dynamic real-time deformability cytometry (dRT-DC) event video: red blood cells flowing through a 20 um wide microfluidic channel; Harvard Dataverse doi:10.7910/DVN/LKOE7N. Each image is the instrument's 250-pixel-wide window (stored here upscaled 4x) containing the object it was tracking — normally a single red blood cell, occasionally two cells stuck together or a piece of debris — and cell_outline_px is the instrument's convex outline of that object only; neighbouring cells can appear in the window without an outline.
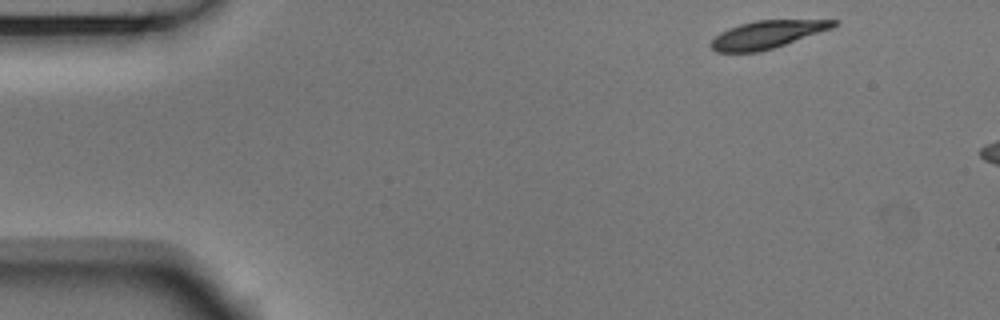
{"species": "Egyptian fruit bat (a non-hibernating species)", "species_latin": "Rousettus aegyptiacus", "temperature_condition": "room temperature", "stored_images_in_passage": 6, "camera_frame_rate_fps": 3000, "um_per_image_px": 0.085, "animal": {"sex": "male"}, "frame": {"image": 1, "passage_image": 1, "time_ms": 0.0, "image_size_px": [1000, 320], "cell_outline_px": [[840, 20], [832, 28], [772, 48], [756, 52], [716, 52], [708, 44], [720, 32], [728, 28], [740, 24], [756, 20]], "centroid_in_image_um": [65.15, 2.93], "position_along_channel_um": 19.8, "area_um2": 19.48}}